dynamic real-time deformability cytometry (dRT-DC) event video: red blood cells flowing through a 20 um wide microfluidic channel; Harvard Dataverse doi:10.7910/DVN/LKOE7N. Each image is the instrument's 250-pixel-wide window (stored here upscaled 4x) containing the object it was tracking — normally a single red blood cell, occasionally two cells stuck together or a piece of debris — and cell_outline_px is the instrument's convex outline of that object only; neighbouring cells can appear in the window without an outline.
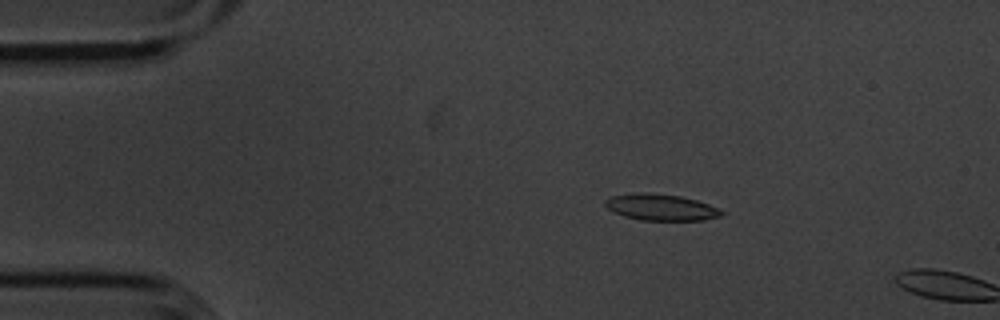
{"species": "common noctule bat (a hibernating species)", "species_latin": "Nyctalus noctula", "temperature_condition": "cold", "stored_images_in_passage": 9, "camera_frame_rate_fps": 3000, "um_per_image_px": 0.085, "animal": {"sex": "male", "body_mass_g": 20.1, "forearm_length_mm": 53.5}, "frame": {"image": 1, "passage_image": 7, "time_ms": 2.0, "image_size_px": [1000, 320], "cell_outline_px": [[724, 212], [720, 216], [704, 220], [640, 220], [624, 216], [608, 208], [604, 204], [604, 200], [612, 196], [632, 192], [648, 192], [680, 196], [696, 200], [720, 208]], "centroid_in_image_um": [56.17, 17.61], "position_along_channel_um": 28.8, "area_um2": 17.92}}